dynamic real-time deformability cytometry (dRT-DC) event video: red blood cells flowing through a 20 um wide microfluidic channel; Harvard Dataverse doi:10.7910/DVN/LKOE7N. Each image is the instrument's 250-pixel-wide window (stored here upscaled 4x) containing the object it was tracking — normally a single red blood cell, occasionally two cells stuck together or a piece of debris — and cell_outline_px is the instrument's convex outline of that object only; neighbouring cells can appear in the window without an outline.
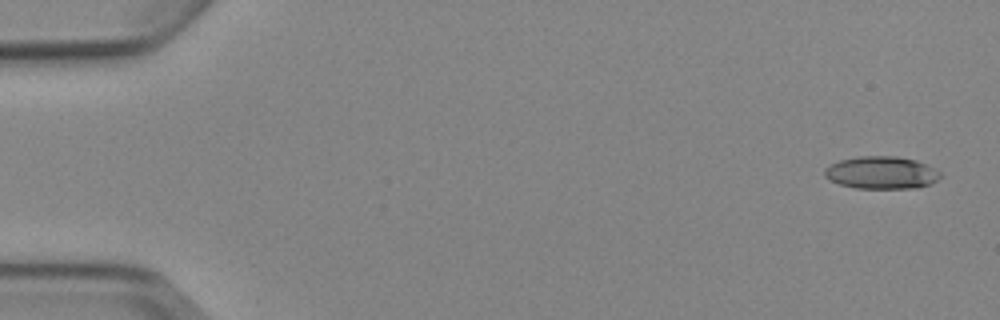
{"species": "Egyptian fruit bat (a non-hibernating species)", "species_latin": "Rousettus aegyptiacus", "temperature_condition": "cold", "stored_images_in_passage": 5, "camera_frame_rate_fps": 3000, "um_per_image_px": 0.085, "animal": {"sex": "female"}, "frame": {"image": 1, "passage_image": 1, "time_ms": 0.0, "image_size_px": [1000, 320], "cell_outline_px": [[940, 176], [932, 184], [916, 188], [856, 188], [840, 184], [824, 176], [824, 168], [840, 160], [856, 156], [896, 156], [916, 160], [940, 172]], "centroid_in_image_um": [74.91, 14.67], "position_along_channel_um": 10.1, "area_um2": 21.79}}
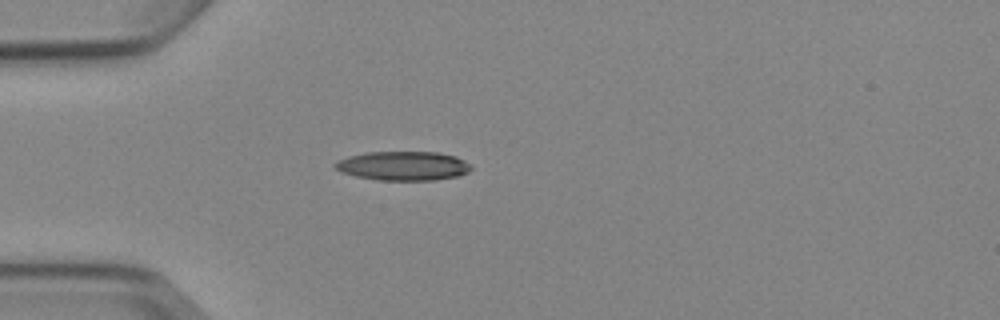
{"frame": {"image": 2, "passage_image": 4, "time_ms": 4.333, "image_size_px": [1000, 320], "cell_outline_px": [[472, 168], [468, 172], [456, 176], [436, 180], [376, 180], [356, 176], [340, 172], [332, 164], [336, 160], [348, 156], [364, 152], [436, 152], [456, 156], [464, 160]], "centroid_in_image_um": [34.22, 14.09], "position_along_channel_um": 50.8, "area_um2": 23.18}}